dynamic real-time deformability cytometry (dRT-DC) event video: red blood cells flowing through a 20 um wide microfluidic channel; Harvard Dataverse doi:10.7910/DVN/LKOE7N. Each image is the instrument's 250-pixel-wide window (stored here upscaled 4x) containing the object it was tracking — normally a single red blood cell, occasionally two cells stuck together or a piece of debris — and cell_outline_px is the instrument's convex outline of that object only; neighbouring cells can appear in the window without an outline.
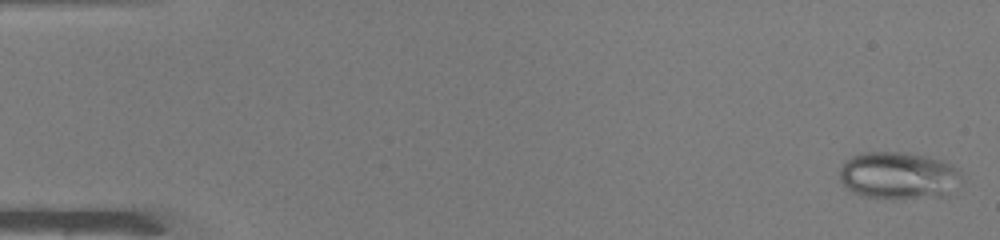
{"species": "common noctule bat (a hibernating species)", "species_latin": "Nyctalus noctula", "temperature_condition": "warm", "stored_images_in_passage": 49, "camera_frame_rate_fps": 3000, "um_per_image_px": 0.085, "animal": {"sex": "male", "body_mass_g": 19.0, "forearm_length_mm": 50.8}, "frame": {"image": 1, "passage_image": 1, "time_ms": 0.0, "image_size_px": [1000, 240], "cell_outline_px": [[960, 176], [940, 196], [864, 196], [848, 188], [840, 180], [840, 168], [844, 160], [860, 152], [900, 152], [924, 156], [944, 160], [952, 164], [960, 172]], "centroid_in_image_um": [76.26, 14.84], "position_along_channel_um": 8.7, "area_um2": 32.02}}
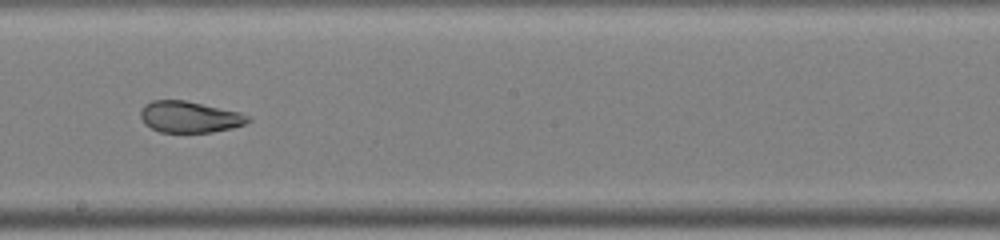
{"frame": {"image": 2, "passage_image": 28, "time_ms": 9.0, "image_size_px": [1000, 240], "cell_outline_px": [[252, 120], [244, 124], [232, 128], [212, 132], [160, 132], [144, 124], [140, 116], [140, 112], [144, 104], [152, 100], [184, 100], [240, 112], [252, 116]], "centroid_in_image_um": [16.12, 9.94], "position_along_channel_um": 232.1, "area_um2": 19.71}}
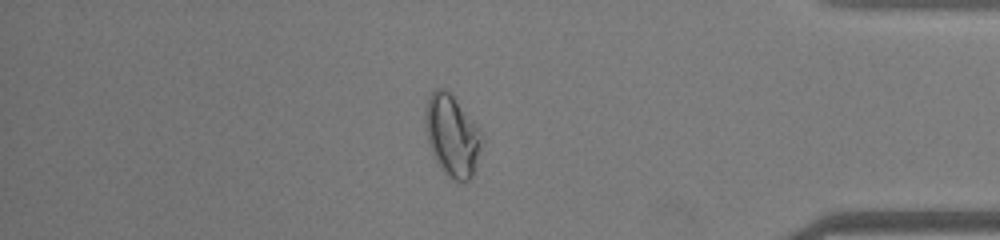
{"frame": {"image": 3, "passage_image": 42, "time_ms": 13.667, "image_size_px": [1000, 240], "cell_outline_px": [[484, 136], [476, 168], [472, 180], [464, 184], [448, 176], [440, 168], [432, 156], [428, 140], [424, 120], [424, 112], [428, 96], [436, 88], [444, 88], [456, 100], [480, 128]], "centroid_in_image_um": [38.45, 11.57], "position_along_channel_um": 396.8, "area_um2": 27.34}, "authors_computed_cell_mechanics": {"area_um2": 27.3394, "velocity_mm_per_s": 4.1174, "shape_relaxation_time_tau1_ms": null, "shape_relaxation_time_tau2_ms": 1.1948, "deformation_change_tau1": null, "deformation_change_tau2": 0.0768}}